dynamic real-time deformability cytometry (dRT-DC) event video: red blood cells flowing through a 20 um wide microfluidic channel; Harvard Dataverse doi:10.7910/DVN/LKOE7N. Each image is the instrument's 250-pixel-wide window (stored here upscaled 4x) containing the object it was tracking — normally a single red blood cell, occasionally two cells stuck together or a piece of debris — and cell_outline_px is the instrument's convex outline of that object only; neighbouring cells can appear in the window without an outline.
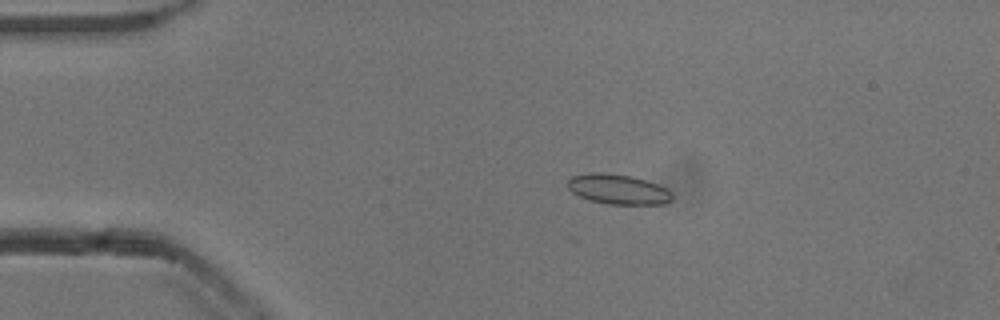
{"species": "common noctule bat (a hibernating species)", "species_latin": "Nyctalus noctula", "temperature_condition": "cold", "stored_images_in_passage": 54, "camera_frame_rate_fps": 3000, "um_per_image_px": 0.085, "animal": {"sex": "male", "body_mass_g": 13.3}, "frame": {"image": 1, "passage_image": 11, "time_ms": 3.333, "image_size_px": [1000, 320], "cell_outline_px": [[672, 200], [664, 204], [608, 204], [588, 200], [572, 192], [568, 188], [568, 180], [572, 176], [588, 172], [604, 172], [632, 176], [656, 184], [664, 188], [672, 196]], "centroid_in_image_um": [52.48, 16.08], "position_along_channel_um": 32.5, "area_um2": 18.15}}
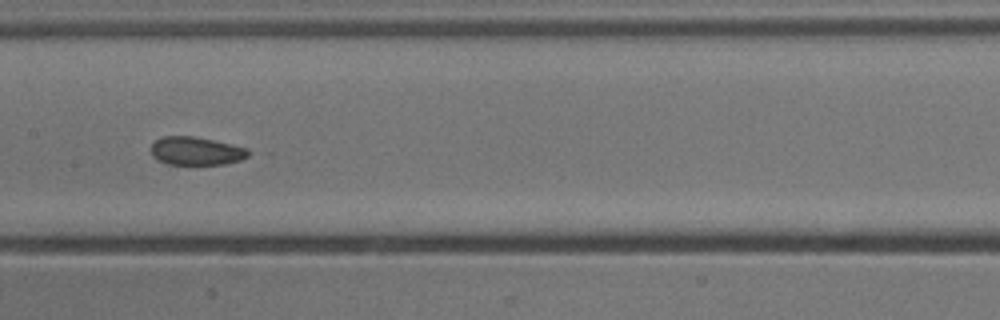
{"frame": {"image": 2, "passage_image": 27, "time_ms": 8.667, "image_size_px": [1000, 320], "cell_outline_px": [[256, 152], [240, 160], [224, 164], [168, 164], [156, 160], [152, 156], [152, 144], [156, 140], [164, 136], [192, 136], [212, 140], [248, 148]], "centroid_in_image_um": [16.71, 12.84], "position_along_channel_um": 190.7, "area_um2": 16.07}}
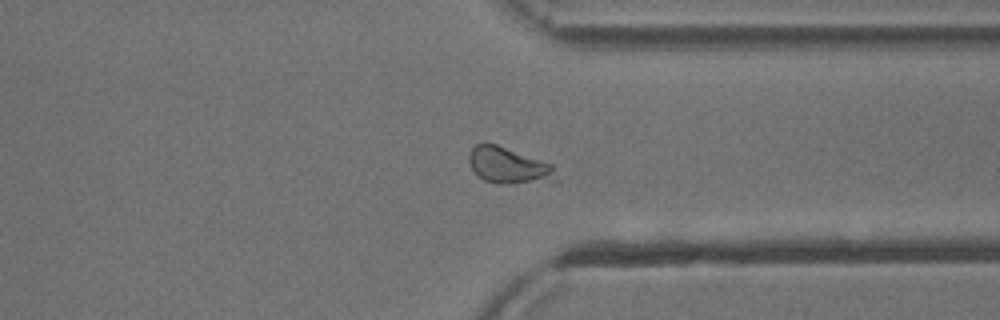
{"frame": {"image": 3, "passage_image": 41, "time_ms": 13.333, "image_size_px": [1000, 320], "cell_outline_px": [[556, 180], [512, 184], [504, 184], [484, 180], [472, 168], [468, 160], [468, 156], [472, 148], [476, 144], [496, 144], [552, 164]], "centroid_in_image_um": [43.21, 14.07], "position_along_channel_um": 368.2, "area_um2": 17.92}, "authors_computed_cell_mechanics": {"area_um2": 17.9758, "velocity_mm_per_s": 3.8195, "shape_relaxation_time_tau1_ms": 4.5417, "shape_relaxation_time_tau2_ms": null, "deformation_change_tau1": 0.0783, "deformation_change_tau2": null}}